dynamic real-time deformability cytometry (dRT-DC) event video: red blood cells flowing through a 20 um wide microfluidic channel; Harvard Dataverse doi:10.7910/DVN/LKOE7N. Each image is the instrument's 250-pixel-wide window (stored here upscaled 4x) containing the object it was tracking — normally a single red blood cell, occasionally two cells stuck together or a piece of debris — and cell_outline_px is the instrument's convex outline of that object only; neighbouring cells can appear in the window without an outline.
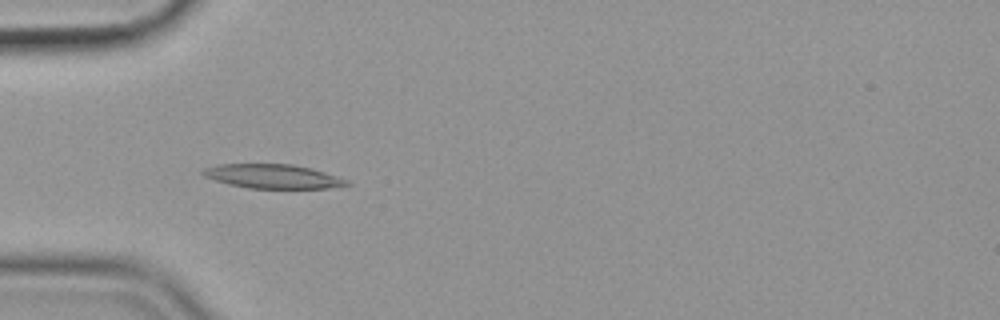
{"species": "common noctule bat (a hibernating species)", "species_latin": "Nyctalus noctula", "temperature_condition": "cold", "stored_images_in_passage": 56, "camera_frame_rate_fps": 3000, "um_per_image_px": 0.085, "animal": {"sex": "female", "body_mass_g": 19.9}, "frame": {"image": 1, "passage_image": 17, "time_ms": 5.333, "image_size_px": [1000, 320], "cell_outline_px": [[352, 184], [340, 188], [248, 188], [228, 184], [204, 176], [200, 172], [204, 168], [216, 164], [292, 164], [312, 168], [348, 180]], "centroid_in_image_um": [23.22, 14.99], "position_along_channel_um": 61.8, "area_um2": 20.35}}
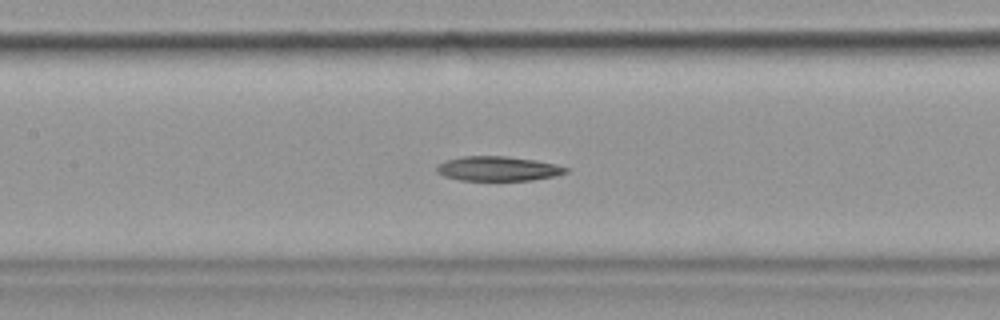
{"frame": {"image": 2, "passage_image": 26, "time_ms": 8.333, "image_size_px": [1000, 320], "cell_outline_px": [[568, 172], [556, 176], [532, 180], [460, 180], [444, 176], [436, 172], [436, 168], [444, 160], [464, 156], [508, 156], [536, 160], [568, 168]], "centroid_in_image_um": [42.31, 14.33], "position_along_channel_um": 165.1, "area_um2": 18.44}}
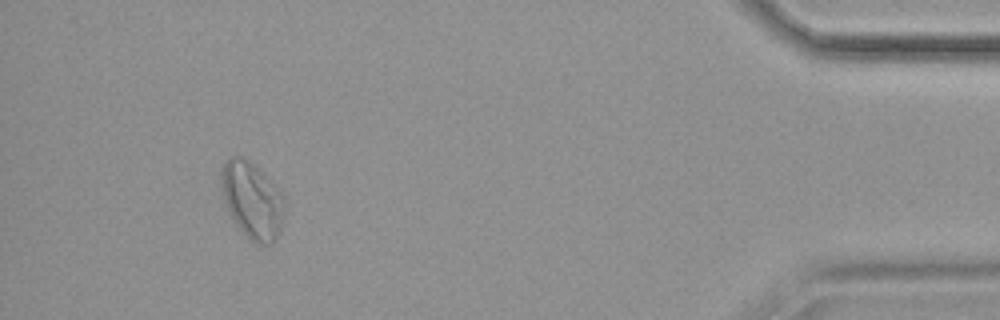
{"frame": {"image": 3, "passage_image": 52, "time_ms": 17.0, "image_size_px": [1000, 320], "cell_outline_px": [[284, 216], [280, 228], [272, 244], [256, 244], [232, 220], [228, 212], [224, 200], [220, 180], [220, 172], [228, 156], [240, 156], [264, 172], [284, 196]], "centroid_in_image_um": [21.42, 16.99], "position_along_channel_um": 413.8, "area_um2": 28.15}, "authors_computed_cell_mechanics": {"area_um2": 20.3745, "velocity_mm_per_s": 3.5481, "shape_relaxation_time_tau1_ms": 10.0782, "shape_relaxation_time_tau2_ms": null, "deformation_change_tau1": 0.1895, "deformation_change_tau2": null}}